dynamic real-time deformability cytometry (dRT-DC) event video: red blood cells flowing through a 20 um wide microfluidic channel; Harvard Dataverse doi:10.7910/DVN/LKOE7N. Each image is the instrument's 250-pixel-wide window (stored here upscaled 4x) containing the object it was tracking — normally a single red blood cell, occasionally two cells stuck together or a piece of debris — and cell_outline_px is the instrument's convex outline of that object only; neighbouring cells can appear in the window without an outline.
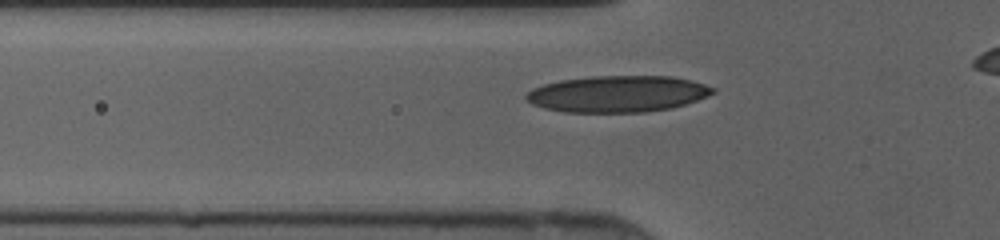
{"species": "human", "species_latin": "Homo sapiens", "temperature_condition": "cold", "stored_images_in_passage": 33, "camera_frame_rate_fps": 3000, "um_per_image_px": 0.085, "donor": {"sex": "female"}, "frame": {"image": 1, "passage_image": 7, "time_ms": 2.0, "image_size_px": [1000, 240], "cell_outline_px": [[716, 92], [708, 96], [672, 108], [644, 112], [564, 112], [544, 108], [532, 104], [524, 96], [532, 88], [544, 84], [560, 80], [592, 76], [672, 76], [692, 80], [716, 88]], "centroid_in_image_um": [52.51, 7.98], "position_along_channel_um": 73.3, "area_um2": 39.77}}
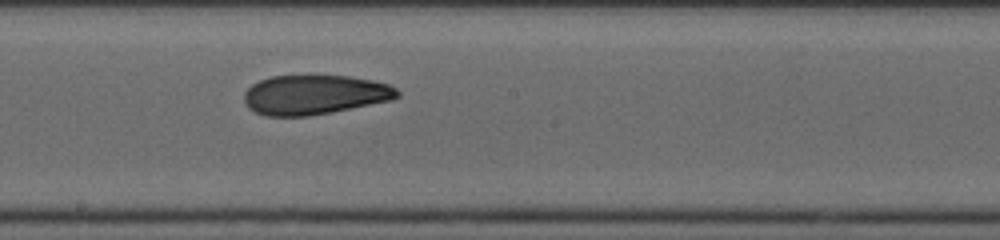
{"frame": {"image": 2, "passage_image": 17, "time_ms": 5.333, "image_size_px": [1000, 240], "cell_outline_px": [[400, 96], [392, 100], [332, 112], [308, 116], [264, 116], [248, 108], [244, 104], [244, 92], [252, 84], [260, 80], [272, 76], [348, 76], [372, 80], [388, 84], [396, 88], [400, 92]], "centroid_in_image_um": [26.73, 8.06], "position_along_channel_um": 221.5, "area_um2": 35.37}}
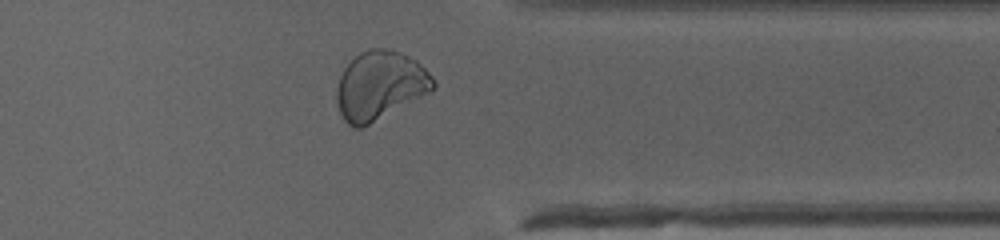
{"frame": {"image": 3, "passage_image": 28, "time_ms": 9.0, "image_size_px": [1000, 240], "cell_outline_px": [[436, 88], [432, 92], [360, 128], [352, 128], [344, 120], [340, 112], [336, 100], [336, 88], [340, 76], [344, 68], [360, 52], [368, 48], [392, 48], [416, 60], [432, 76], [436, 84]], "centroid_in_image_um": [32.3, 7.25], "position_along_channel_um": 379.1, "area_um2": 38.67}}